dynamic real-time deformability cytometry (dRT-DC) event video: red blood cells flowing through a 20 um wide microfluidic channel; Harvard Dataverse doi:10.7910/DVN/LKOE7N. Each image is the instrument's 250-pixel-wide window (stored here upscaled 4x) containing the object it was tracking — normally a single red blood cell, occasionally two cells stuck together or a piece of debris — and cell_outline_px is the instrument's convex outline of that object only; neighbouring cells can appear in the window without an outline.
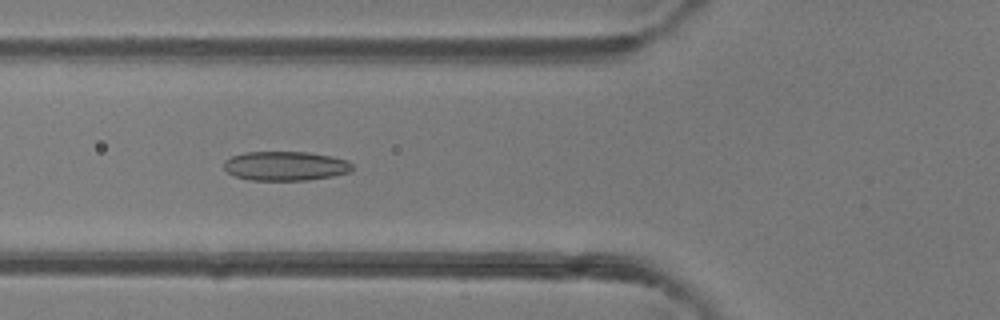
{"species": "common noctule bat (a hibernating species)", "species_latin": "Nyctalus noctula", "temperature_condition": "room temperature", "stored_images_in_passage": 38, "camera_frame_rate_fps": 3000, "um_per_image_px": 0.085, "animal": {"sex": "female"}, "frame": {"image": 1, "passage_image": 8, "time_ms": 2.333, "image_size_px": [1000, 320], "cell_outline_px": [[352, 172], [332, 176], [308, 180], [248, 180], [236, 176], [228, 172], [224, 168], [224, 160], [232, 156], [244, 152], [308, 152], [332, 156], [348, 160], [352, 164]], "centroid_in_image_um": [24.28, 14.1], "position_along_channel_um": 101.5, "area_um2": 22.02}}
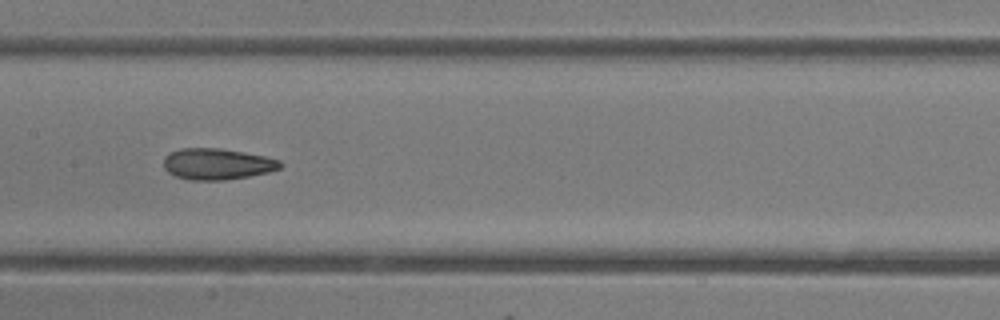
{"frame": {"image": 2, "passage_image": 14, "time_ms": 4.333, "image_size_px": [1000, 320], "cell_outline_px": [[284, 164], [280, 168], [268, 172], [248, 176], [224, 180], [188, 180], [176, 176], [168, 172], [164, 168], [164, 156], [172, 152], [184, 148], [220, 148], [244, 152], [264, 156], [280, 160]], "centroid_in_image_um": [18.46, 13.94], "position_along_channel_um": 188.9, "area_um2": 21.15}}
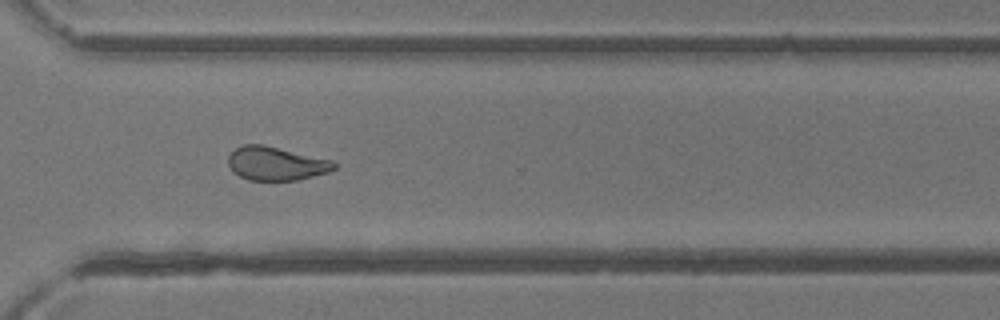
{"frame": {"image": 3, "passage_image": 25, "time_ms": 8.0, "image_size_px": [1000, 320], "cell_outline_px": [[336, 168], [328, 172], [296, 180], [248, 180], [232, 172], [228, 164], [228, 156], [236, 148], [244, 144], [264, 144], [332, 160], [336, 164]], "centroid_in_image_um": [23.44, 13.89], "position_along_channel_um": 347.2, "area_um2": 20.75}, "authors_computed_cell_mechanics": {"area_um2": 21.9929, "velocity_mm_per_s": 4.3304, "shape_relaxation_time_tau1_ms": 10.4739, "shape_relaxation_time_tau2_ms": 2.2048, "deformation_change_tau1": 0.2287, "deformation_change_tau2": 0.0914}}